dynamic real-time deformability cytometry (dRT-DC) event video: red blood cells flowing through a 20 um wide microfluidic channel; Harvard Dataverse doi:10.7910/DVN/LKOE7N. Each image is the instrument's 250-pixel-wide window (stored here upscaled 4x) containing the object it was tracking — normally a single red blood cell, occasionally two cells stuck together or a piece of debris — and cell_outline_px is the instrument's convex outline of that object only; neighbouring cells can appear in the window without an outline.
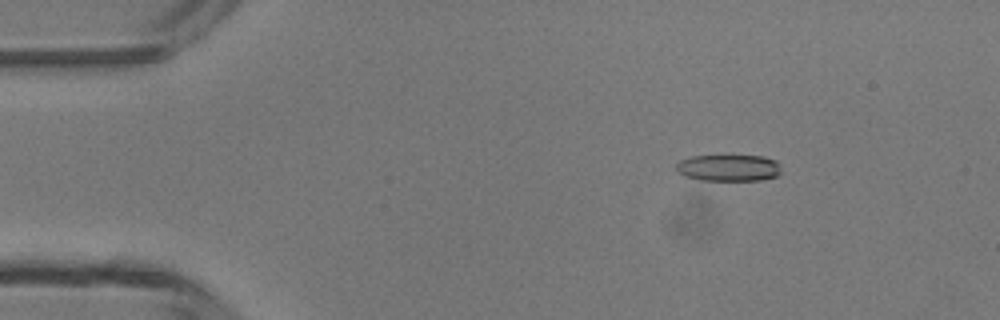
{"species": "common noctule bat (a hibernating species)", "species_latin": "Nyctalus noctula", "temperature_condition": "room temperature", "stored_images_in_passage": 5, "camera_frame_rate_fps": 3000, "um_per_image_px": 0.085, "animal": {"sex": "male", "body_mass_g": 13.3}, "frame": {"image": 1, "passage_image": 3, "time_ms": 2.333, "image_size_px": [1000, 320], "cell_outline_px": [[780, 172], [776, 176], [760, 180], [700, 180], [684, 176], [676, 172], [676, 164], [680, 160], [692, 156], [764, 156], [776, 160], [780, 164]], "centroid_in_image_um": [61.92, 14.27], "position_along_channel_um": 23.1, "area_um2": 16.36}}
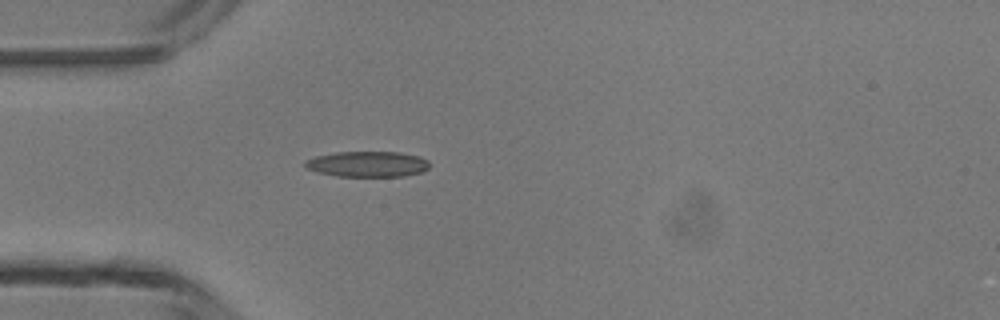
{"frame": {"image": 2, "passage_image": 5, "time_ms": 4.667, "image_size_px": [1000, 320], "cell_outline_px": [[428, 168], [420, 172], [404, 176], [336, 176], [316, 172], [304, 168], [304, 160], [316, 156], [336, 152], [400, 152], [420, 156], [428, 160]], "centroid_in_image_um": [31.19, 13.94], "position_along_channel_um": 53.8, "area_um2": 18.67}}